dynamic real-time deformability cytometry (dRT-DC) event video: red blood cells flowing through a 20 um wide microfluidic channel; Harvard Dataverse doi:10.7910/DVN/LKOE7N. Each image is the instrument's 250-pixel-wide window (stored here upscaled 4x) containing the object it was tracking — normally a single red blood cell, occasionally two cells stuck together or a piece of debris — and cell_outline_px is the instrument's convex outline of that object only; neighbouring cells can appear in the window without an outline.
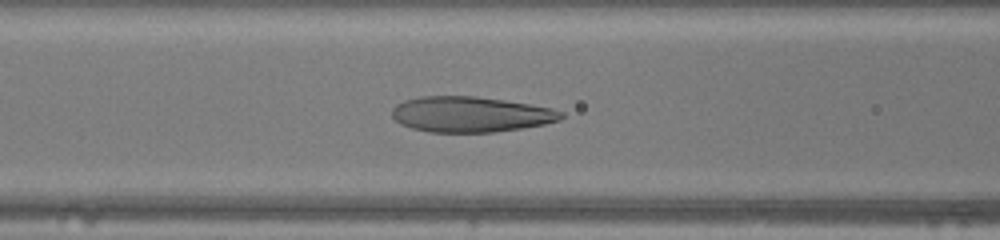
{"species": "human", "species_latin": "Homo sapiens", "temperature_condition": "warm", "stored_images_in_passage": 48, "camera_frame_rate_fps": 3000, "um_per_image_px": 0.085, "donor": {"sex": "female"}, "frame": {"image": 1, "passage_image": 20, "time_ms": 6.333, "image_size_px": [1000, 240], "cell_outline_px": [[564, 116], [560, 120], [544, 124], [520, 128], [492, 132], [428, 132], [412, 128], [400, 124], [392, 116], [392, 108], [396, 104], [404, 100], [420, 96], [476, 96], [532, 104], [552, 108], [564, 112]], "centroid_in_image_um": [39.99, 9.71], "position_along_channel_um": 126.6, "area_um2": 35.14}}
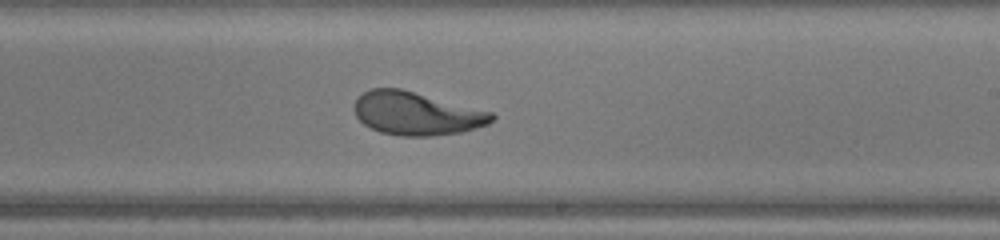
{"frame": {"image": 2, "passage_image": 29, "time_ms": 9.333, "image_size_px": [1000, 240], "cell_outline_px": [[496, 116], [488, 124], [464, 132], [432, 136], [400, 136], [380, 132], [364, 124], [356, 116], [352, 108], [356, 100], [364, 92], [372, 88], [400, 88], [492, 112]], "centroid_in_image_um": [35.39, 9.65], "position_along_channel_um": 253.6, "area_um2": 34.56}}
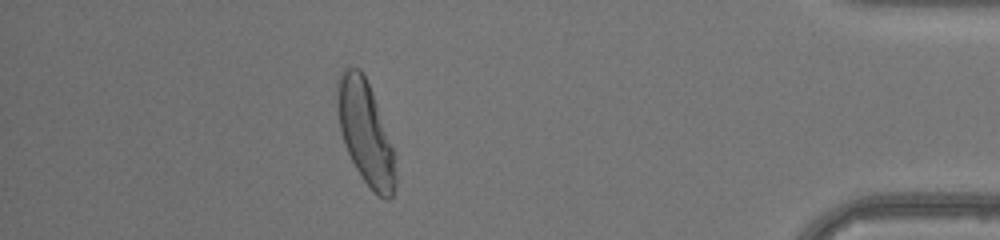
{"frame": {"image": 3, "passage_image": 43, "time_ms": 14.0, "image_size_px": [1000, 240], "cell_outline_px": [[396, 184], [392, 196], [388, 200], [384, 200], [372, 192], [356, 168], [344, 144], [340, 132], [336, 100], [336, 80], [340, 72], [348, 64], [360, 68], [372, 92], [396, 156]], "centroid_in_image_um": [31.05, 11.26], "position_along_channel_um": 404.1, "area_um2": 35.37}, "authors_computed_cell_mechanics": {"area_um2": 35.9227, "velocity_mm_per_s": 4.2522, "shape_relaxation_time_tau1_ms": 4.1234, "shape_relaxation_time_tau2_ms": 0.7259, "deformation_change_tau1": 0.2023, "deformation_change_tau2": 0.0663}}